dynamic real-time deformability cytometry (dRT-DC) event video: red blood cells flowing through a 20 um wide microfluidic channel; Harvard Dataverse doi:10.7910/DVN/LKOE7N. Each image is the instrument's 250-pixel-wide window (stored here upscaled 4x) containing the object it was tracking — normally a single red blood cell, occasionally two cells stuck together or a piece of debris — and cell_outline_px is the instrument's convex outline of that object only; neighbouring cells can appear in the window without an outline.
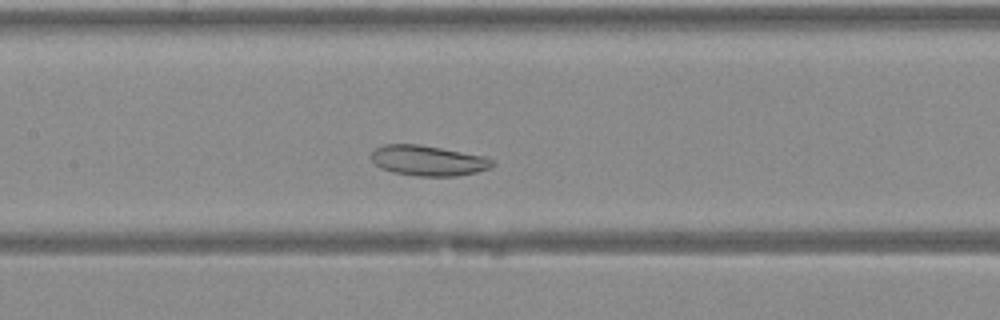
{"species": "Egyptian fruit bat (a non-hibernating species)", "species_latin": "Rousettus aegyptiacus", "temperature_condition": "warm", "stored_images_in_passage": 38, "camera_frame_rate_fps": 3000, "um_per_image_px": 0.085, "animal": {"sex": "female"}, "frame": {"image": 1, "passage_image": 16, "time_ms": 5.0, "image_size_px": [1000, 320], "cell_outline_px": [[496, 164], [488, 168], [476, 172], [456, 176], [416, 176], [392, 172], [380, 168], [372, 160], [372, 152], [376, 148], [384, 144], [416, 144], [440, 148], [484, 156], [492, 160]], "centroid_in_image_um": [36.37, 13.65], "position_along_channel_um": 171.0, "area_um2": 21.21}}
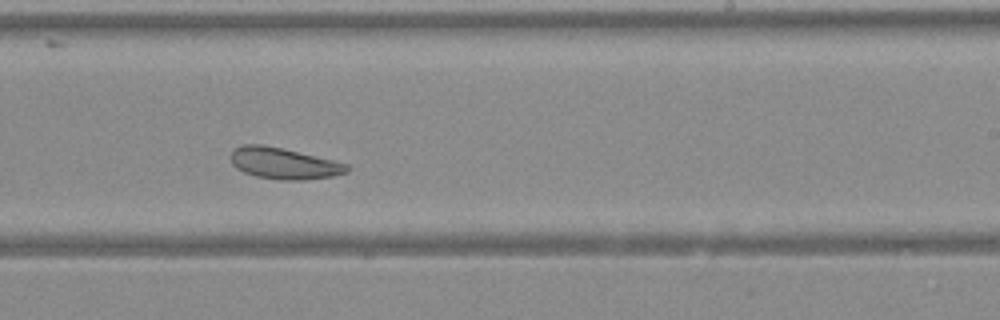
{"frame": {"image": 2, "passage_image": 22, "time_ms": 7.0, "image_size_px": [1000, 320], "cell_outline_px": [[348, 172], [332, 176], [304, 180], [280, 180], [256, 176], [244, 172], [236, 168], [232, 164], [232, 148], [240, 144], [264, 144], [284, 148], [348, 164]], "centroid_in_image_um": [24.09, 13.87], "position_along_channel_um": 264.9, "area_um2": 21.27}}
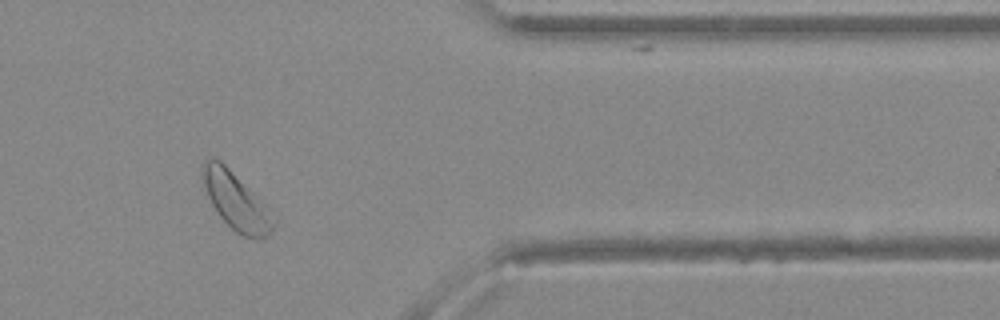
{"frame": {"image": 3, "passage_image": 31, "time_ms": 10.0, "image_size_px": [1000, 320], "cell_outline_px": [[280, 216], [272, 232], [268, 236], [260, 240], [244, 236], [236, 232], [216, 212], [208, 196], [200, 176], [204, 160], [220, 160]], "centroid_in_image_um": [20.17, 17.15], "position_along_channel_um": 391.2, "area_um2": 24.28}}